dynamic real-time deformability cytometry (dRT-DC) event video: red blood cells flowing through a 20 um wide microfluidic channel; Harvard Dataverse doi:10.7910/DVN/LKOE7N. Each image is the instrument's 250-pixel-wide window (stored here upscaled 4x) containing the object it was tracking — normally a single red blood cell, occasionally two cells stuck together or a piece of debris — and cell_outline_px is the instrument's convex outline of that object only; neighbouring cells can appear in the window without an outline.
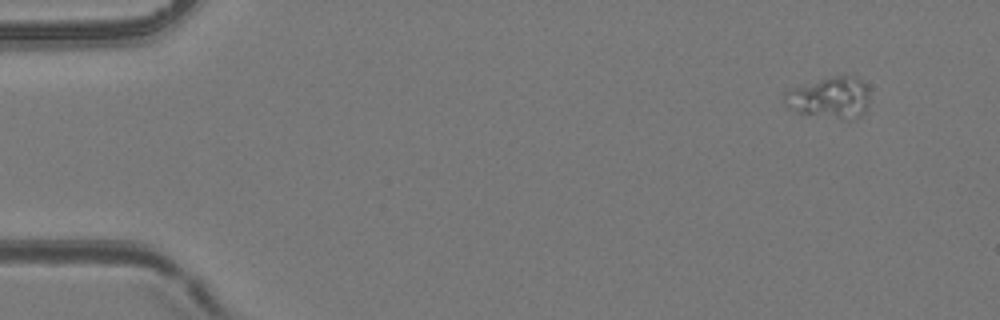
{"species": "common noctule bat (a hibernating species)", "species_latin": "Nyctalus noctula", "temperature_condition": "room temperature", "stored_images_in_passage": 51, "camera_frame_rate_fps": 3000, "um_per_image_px": 0.085, "animal": {"sex": "female", "body_mass_g": 24.6, "forearm_length_mm": 56.2}, "frame": {"image": 1, "passage_image": 1, "time_ms": 0.0, "image_size_px": [1000, 320], "cell_outline_px": [[868, 104], [864, 112], [856, 116], [796, 112], [788, 108], [784, 100], [784, 92], [788, 88], [832, 76], [856, 76], [864, 84], [868, 92]], "centroid_in_image_um": [70.47, 8.21], "position_along_channel_um": 14.5, "area_um2": 19.48}}
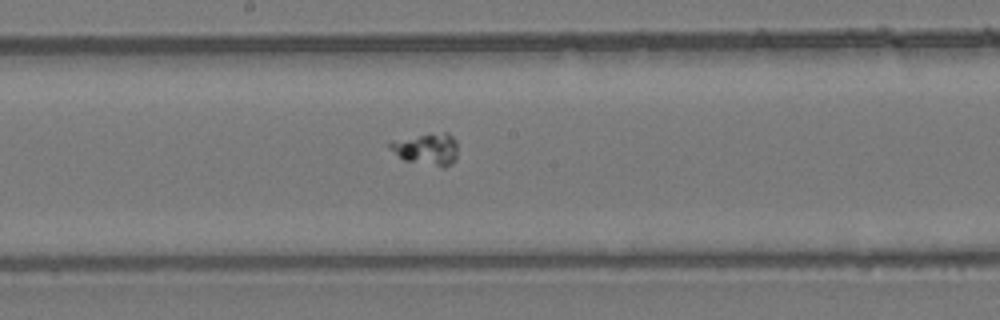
{"frame": {"image": 2, "passage_image": 26, "time_ms": 8.333, "image_size_px": [1000, 320], "cell_outline_px": [[456, 160], [452, 164], [444, 168], [404, 160], [388, 148], [388, 140], [428, 132], [448, 132], [456, 140]], "centroid_in_image_um": [36.24, 12.63], "position_along_channel_um": 212.0, "area_um2": 13.24}}
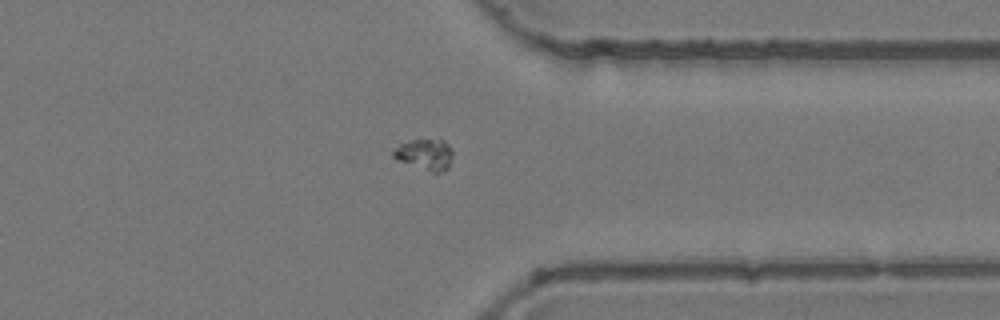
{"frame": {"image": 3, "passage_image": 39, "time_ms": 12.667, "image_size_px": [1000, 320], "cell_outline_px": [[452, 152], [448, 168], [444, 172], [432, 172], [396, 160], [392, 156], [392, 152], [400, 144], [412, 140], [440, 136], [452, 148]], "centroid_in_image_um": [36.14, 13.08], "position_along_channel_um": 375.3, "area_um2": 11.1}}